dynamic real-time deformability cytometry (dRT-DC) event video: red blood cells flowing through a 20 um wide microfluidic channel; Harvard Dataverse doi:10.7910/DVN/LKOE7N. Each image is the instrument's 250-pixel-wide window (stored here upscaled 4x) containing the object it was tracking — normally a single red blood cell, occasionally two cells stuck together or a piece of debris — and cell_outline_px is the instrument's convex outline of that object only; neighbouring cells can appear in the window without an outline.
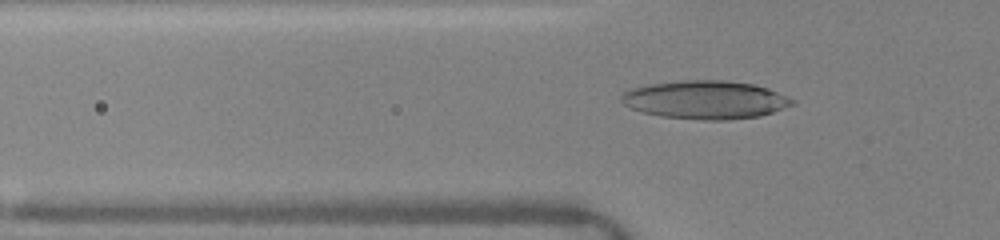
{"species": "human", "species_latin": "Homo sapiens", "temperature_condition": "warm", "stored_images_in_passage": 19, "camera_frame_rate_fps": 3000, "um_per_image_px": 0.085, "donor": {"sex": "female"}, "frame": {"image": 1, "passage_image": 12, "time_ms": 1.667, "image_size_px": [1000, 240], "cell_outline_px": [[796, 104], [760, 116], [724, 120], [704, 120], [660, 116], [644, 112], [632, 108], [624, 104], [620, 100], [620, 96], [624, 92], [632, 88], [652, 84], [680, 80], [724, 80], [752, 84], [768, 88], [796, 100]], "centroid_in_image_um": [59.98, 8.48], "position_along_channel_um": 65.8, "area_um2": 38.03}}
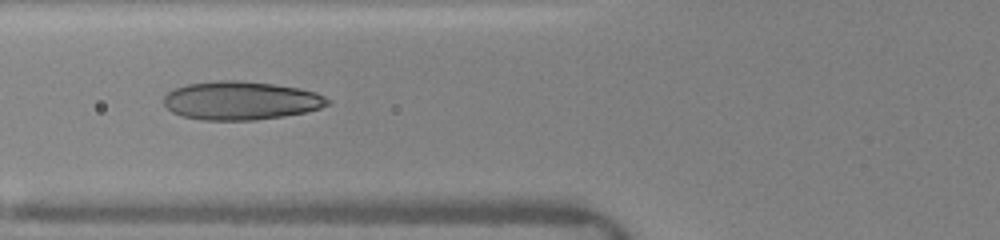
{"frame": {"image": 2, "passage_image": 18, "time_ms": 2.667, "image_size_px": [1000, 240], "cell_outline_px": [[332, 100], [328, 104], [320, 108], [304, 112], [284, 116], [256, 120], [204, 120], [180, 116], [172, 112], [164, 104], [164, 96], [168, 92], [176, 88], [188, 84], [220, 80], [240, 80], [272, 84], [300, 88], [316, 92]], "centroid_in_image_um": [20.48, 8.55], "position_along_channel_um": 105.3, "area_um2": 36.76}}